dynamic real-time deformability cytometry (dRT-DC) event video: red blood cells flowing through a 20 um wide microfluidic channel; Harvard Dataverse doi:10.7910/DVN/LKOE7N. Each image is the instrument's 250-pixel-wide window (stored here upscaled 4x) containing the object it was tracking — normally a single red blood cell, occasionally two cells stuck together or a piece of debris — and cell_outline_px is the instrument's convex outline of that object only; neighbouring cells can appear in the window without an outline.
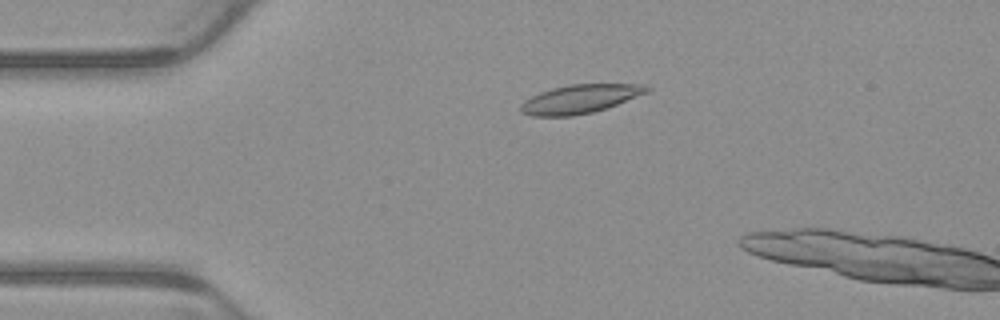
{"species": "common noctule bat (a hibernating species)", "species_latin": "Nyctalus noctula", "temperature_condition": "warm", "stored_images_in_passage": 5, "camera_frame_rate_fps": 3000, "um_per_image_px": 0.085, "animal": {"sex": "male", "body_mass_g": 23.1, "forearm_length_mm": 52.7}, "frame": {"image": 1, "passage_image": 4, "time_ms": 1.0, "image_size_px": [1000, 320], "cell_outline_px": [[652, 88], [648, 92], [608, 108], [592, 112], [572, 116], [532, 116], [520, 112], [520, 104], [524, 100], [540, 92], [552, 88], [568, 84], [644, 84]], "centroid_in_image_um": [49.3, 8.41], "position_along_channel_um": 35.7, "area_um2": 21.21}}